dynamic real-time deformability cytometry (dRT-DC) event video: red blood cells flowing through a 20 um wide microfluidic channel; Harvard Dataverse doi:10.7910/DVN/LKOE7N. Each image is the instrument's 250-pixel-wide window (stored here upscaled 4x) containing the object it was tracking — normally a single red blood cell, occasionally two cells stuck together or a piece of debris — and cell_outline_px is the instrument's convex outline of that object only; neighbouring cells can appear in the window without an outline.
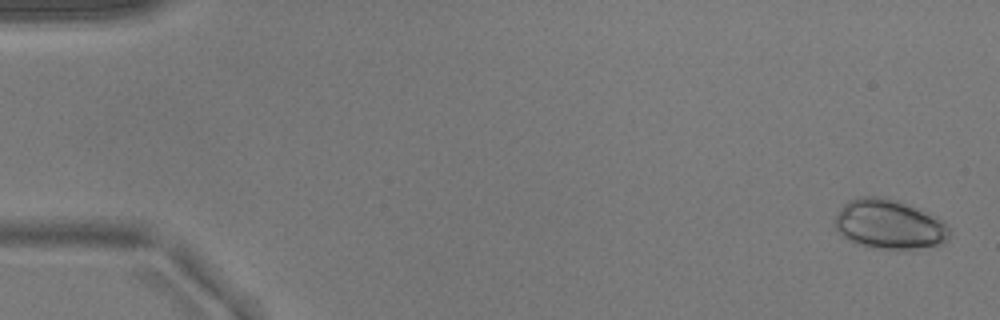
{"species": "common noctule bat (a hibernating species)", "species_latin": "Nyctalus noctula", "temperature_condition": "warm", "stored_images_in_passage": 52, "camera_frame_rate_fps": 3000, "um_per_image_px": 0.085, "animal": {"sex": "male", "body_mass_g": 17.9}, "frame": {"image": 1, "passage_image": 2, "time_ms": 0.333, "image_size_px": [1000, 320], "cell_outline_px": [[948, 240], [944, 244], [936, 248], [880, 248], [856, 244], [844, 236], [836, 228], [836, 216], [840, 208], [848, 200], [860, 196], [880, 196], [912, 204], [944, 220], [948, 228]], "centroid_in_image_um": [75.65, 19.05], "position_along_channel_um": 9.4, "area_um2": 33.29}}
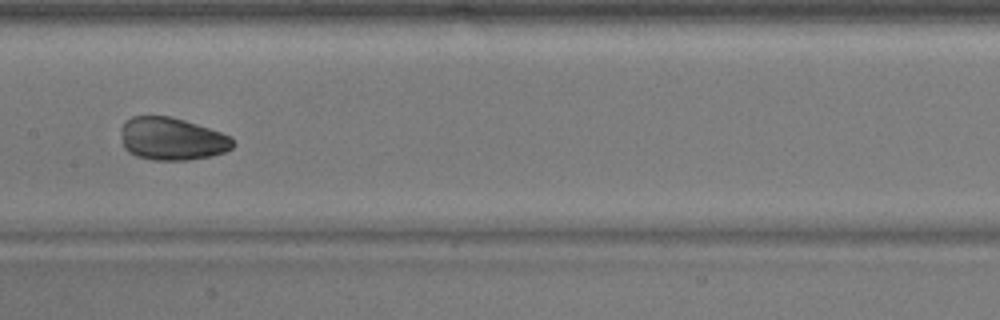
{"frame": {"image": 2, "passage_image": 27, "time_ms": 8.667, "image_size_px": [1000, 320], "cell_outline_px": [[236, 144], [232, 148], [224, 152], [212, 156], [188, 160], [152, 160], [136, 156], [128, 152], [124, 148], [120, 132], [120, 128], [132, 116], [172, 116], [220, 132], [228, 136]], "centroid_in_image_um": [14.59, 11.81], "position_along_channel_um": 192.8, "area_um2": 27.86}}
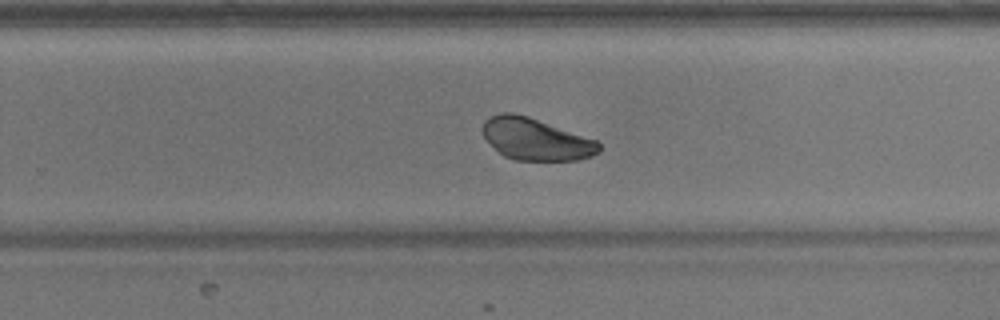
{"frame": {"image": 3, "passage_image": 34, "time_ms": 11.0, "image_size_px": [1000, 320], "cell_outline_px": [[600, 152], [592, 156], [576, 160], [512, 160], [504, 156], [484, 136], [480, 128], [484, 120], [488, 116], [500, 112], [512, 112], [528, 116], [596, 140], [600, 144]], "centroid_in_image_um": [45.51, 11.82], "position_along_channel_um": 284.3, "area_um2": 28.44}}